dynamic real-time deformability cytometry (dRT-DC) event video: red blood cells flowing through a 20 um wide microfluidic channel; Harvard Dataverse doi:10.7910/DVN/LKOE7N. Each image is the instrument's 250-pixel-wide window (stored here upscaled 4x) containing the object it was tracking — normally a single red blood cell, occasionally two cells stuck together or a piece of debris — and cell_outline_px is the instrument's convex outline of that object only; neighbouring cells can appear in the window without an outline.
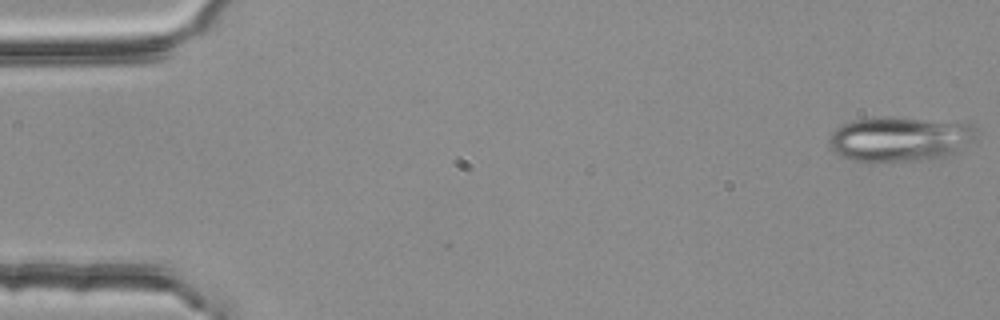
{"species": "common noctule bat (a hibernating species)", "species_latin": "Nyctalus noctula", "temperature_condition": "room temperature", "stored_images_in_passage": 4, "camera_frame_rate_fps": 3000, "um_per_image_px": 0.085, "animal": {"sex": "female", "body_mass_g": 25.1}, "frame": {"image": 1, "passage_image": 1, "time_ms": 0.0, "image_size_px": [1000, 320], "cell_outline_px": [[976, 140], [960, 152], [948, 156], [916, 160], [872, 164], [852, 160], [840, 156], [828, 148], [828, 140], [832, 132], [836, 128], [852, 120], [916, 120], [976, 124]], "centroid_in_image_um": [76.49, 11.9], "position_along_channel_um": 8.5, "area_um2": 38.15}}